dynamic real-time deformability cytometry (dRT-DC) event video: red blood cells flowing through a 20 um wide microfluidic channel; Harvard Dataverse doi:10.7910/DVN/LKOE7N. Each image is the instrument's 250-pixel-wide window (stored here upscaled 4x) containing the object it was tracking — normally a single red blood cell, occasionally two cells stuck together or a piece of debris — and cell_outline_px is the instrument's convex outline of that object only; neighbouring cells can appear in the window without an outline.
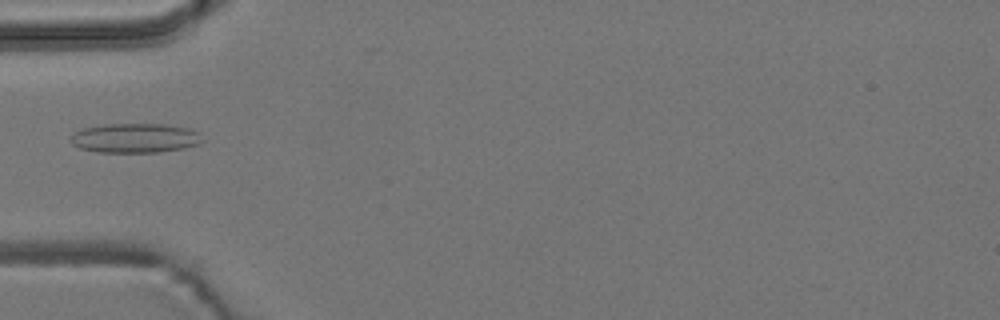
{"species": "common noctule bat (a hibernating species)", "species_latin": "Nyctalus noctula", "temperature_condition": "room temperature", "stored_images_in_passage": 6, "camera_frame_rate_fps": 3000, "um_per_image_px": 0.085, "animal": {"sex": "male", "body_mass_g": 19.2, "forearm_length_mm": 51.8}, "frame": {"image": 1, "passage_image": 5, "time_ms": 4.667, "image_size_px": [1000, 320], "cell_outline_px": [[204, 140], [200, 144], [184, 148], [160, 152], [100, 152], [80, 148], [72, 144], [72, 136], [76, 132], [84, 128], [104, 124], [164, 124], [192, 128], [200, 132]], "centroid_in_image_um": [11.57, 11.73], "position_along_channel_um": 73.4, "area_um2": 22.72}}
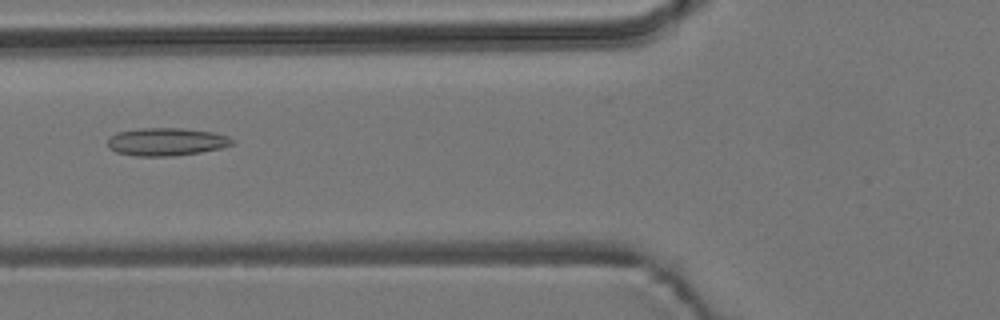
{"frame": {"image": 2, "passage_image": 6, "time_ms": 5.667, "image_size_px": [1000, 320], "cell_outline_px": [[236, 140], [232, 144], [220, 148], [200, 152], [172, 156], [136, 156], [116, 152], [108, 148], [108, 140], [116, 132], [140, 128], [180, 128], [212, 132], [228, 136]], "centroid_in_image_um": [14.13, 12.05], "position_along_channel_um": 111.7, "area_um2": 20.17}}